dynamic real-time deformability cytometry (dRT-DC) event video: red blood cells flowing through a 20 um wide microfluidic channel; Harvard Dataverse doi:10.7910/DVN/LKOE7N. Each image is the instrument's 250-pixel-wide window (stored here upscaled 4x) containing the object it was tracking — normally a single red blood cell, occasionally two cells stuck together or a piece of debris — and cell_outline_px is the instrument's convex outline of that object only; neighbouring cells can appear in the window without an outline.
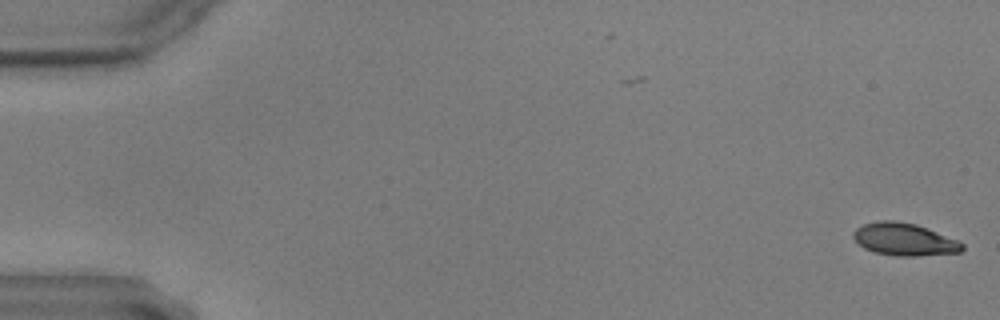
{"species": "common noctule bat (a hibernating species)", "species_latin": "Nyctalus noctula", "temperature_condition": "warm", "stored_images_in_passage": 53, "camera_frame_rate_fps": 3000, "um_per_image_px": 0.085, "animal": {"sex": "male", "body_mass_g": 17.9, "forearm_length_mm": 54.2}, "frame": {"image": 1, "passage_image": 1, "time_ms": 0.0, "image_size_px": [1000, 320], "cell_outline_px": [[964, 248], [960, 252], [916, 256], [896, 256], [876, 252], [864, 248], [852, 236], [852, 232], [856, 228], [864, 224], [880, 220], [892, 220], [916, 224], [928, 228], [956, 240], [964, 244]], "centroid_in_image_um": [76.85, 20.34], "position_along_channel_um": 8.1, "area_um2": 20.46}}
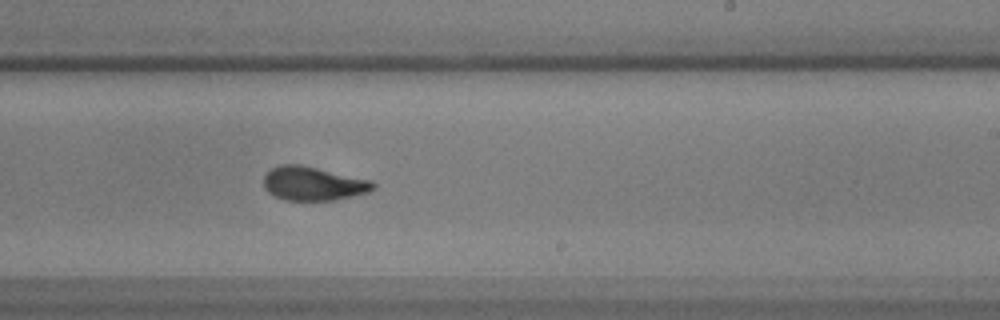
{"frame": {"image": 2, "passage_image": 36, "time_ms": 11.667, "image_size_px": [1000, 320], "cell_outline_px": [[376, 188], [368, 192], [336, 200], [284, 200], [268, 192], [264, 188], [264, 176], [272, 168], [280, 164], [300, 164], [372, 180], [376, 184]], "centroid_in_image_um": [26.64, 15.6], "position_along_channel_um": 262.4, "area_um2": 21.62}}
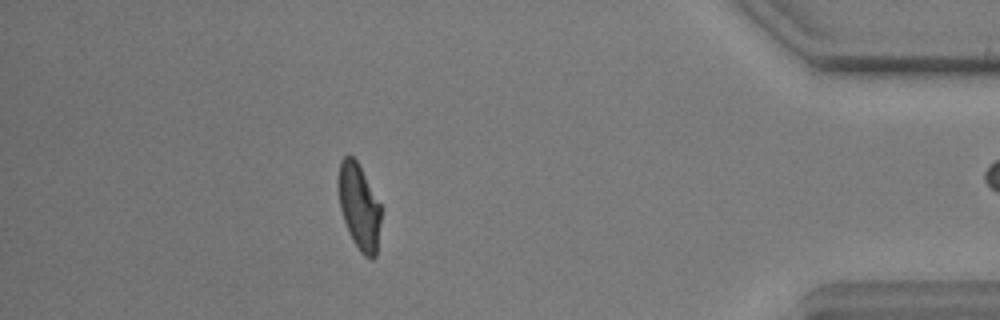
{"frame": {"image": 3, "passage_image": 52, "time_ms": 17.0, "image_size_px": [1000, 320], "cell_outline_px": [[380, 220], [376, 256], [372, 260], [364, 256], [360, 252], [352, 240], [344, 220], [340, 208], [336, 184], [336, 180], [340, 160], [348, 152], [356, 160], [380, 204]], "centroid_in_image_um": [30.47, 17.54], "position_along_channel_um": 404.7, "area_um2": 21.44}}